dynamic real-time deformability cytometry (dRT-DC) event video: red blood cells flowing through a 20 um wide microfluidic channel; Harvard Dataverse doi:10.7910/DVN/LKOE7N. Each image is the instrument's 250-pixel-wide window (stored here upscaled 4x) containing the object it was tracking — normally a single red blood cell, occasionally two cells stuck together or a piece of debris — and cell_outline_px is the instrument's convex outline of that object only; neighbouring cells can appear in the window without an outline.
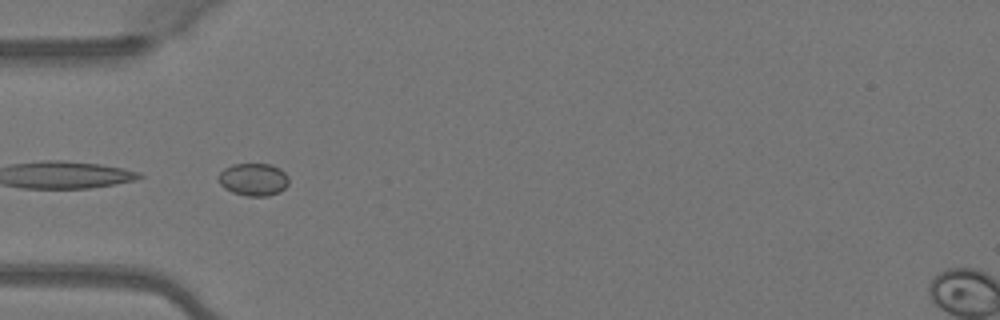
{"species": "Egyptian fruit bat (a non-hibernating species)", "species_latin": "Rousettus aegyptiacus", "temperature_condition": "warm", "stored_images_in_passage": 50, "segment_of_instrument_passage": [2, 2], "camera_frame_rate_fps": 3000, "um_per_image_px": 0.085, "animal": {"sex": "female"}, "frame": {"image": 1, "passage_image": 16, "time_ms": 5.0, "image_size_px": [1000, 320], "cell_outline_px": [[288, 184], [280, 192], [268, 196], [248, 196], [232, 192], [224, 188], [220, 184], [216, 176], [224, 168], [232, 164], [272, 164], [280, 168], [288, 176]], "centroid_in_image_um": [21.53, 15.25], "position_along_channel_um": 63.5, "area_um2": 13.53}}
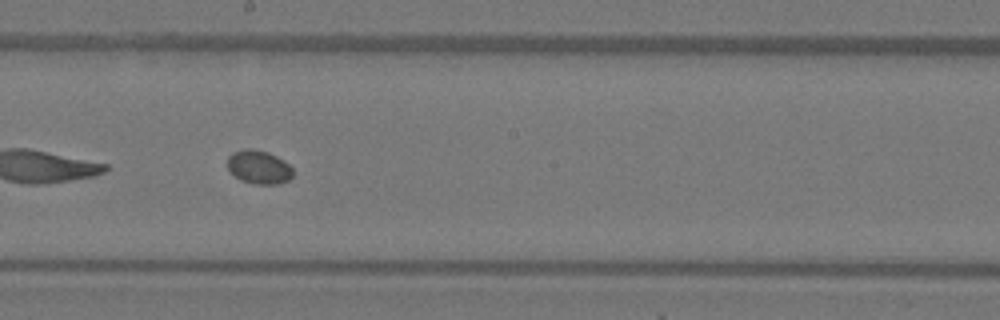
{"frame": {"image": 2, "passage_image": 28, "time_ms": 9.0, "image_size_px": [1000, 320], "cell_outline_px": [[292, 176], [288, 180], [280, 184], [256, 184], [240, 180], [228, 168], [228, 156], [232, 152], [244, 148], [252, 148], [268, 152], [284, 160], [292, 168]], "centroid_in_image_um": [22.0, 14.19], "position_along_channel_um": 226.2, "area_um2": 12.83}}
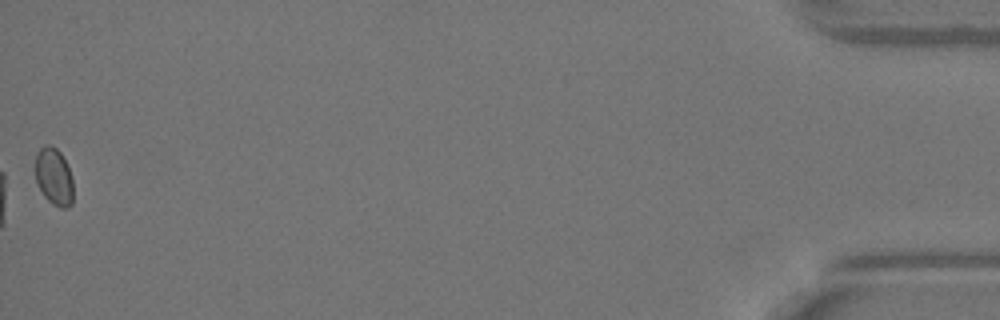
{"frame": {"image": 3, "passage_image": 50, "time_ms": 16.333, "image_size_px": [1000, 320], "cell_outline_px": [[72, 204], [68, 208], [60, 208], [52, 204], [44, 196], [36, 180], [36, 152], [44, 144], [48, 144], [56, 148], [60, 152], [72, 176]], "centroid_in_image_um": [4.58, 15.02], "position_along_channel_um": 430.6, "area_um2": 12.6}}